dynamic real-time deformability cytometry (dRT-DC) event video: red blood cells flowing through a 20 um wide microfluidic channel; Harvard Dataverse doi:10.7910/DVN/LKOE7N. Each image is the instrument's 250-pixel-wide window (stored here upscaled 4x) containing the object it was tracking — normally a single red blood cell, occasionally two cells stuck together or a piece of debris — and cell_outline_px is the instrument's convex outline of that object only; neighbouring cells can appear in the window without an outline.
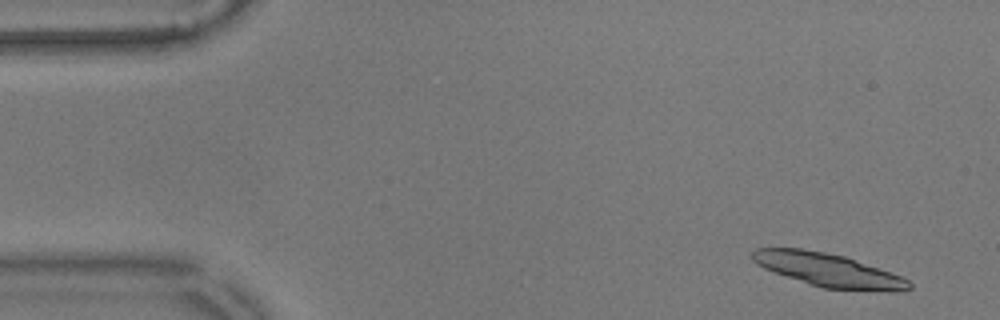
{"species": "common noctule bat (a hibernating species)", "species_latin": "Nyctalus noctula", "temperature_condition": "warm", "stored_images_in_passage": 43, "camera_frame_rate_fps": 3000, "um_per_image_px": 0.085, "animal": {"sex": "male", "body_mass_g": 17.9}, "frame": {"image": 1, "passage_image": 4, "time_ms": 1.0, "image_size_px": [1000, 320], "cell_outline_px": [[912, 288], [896, 292], [892, 292], [824, 288], [808, 284], [764, 268], [756, 264], [752, 260], [752, 252], [756, 248], [800, 248], [824, 252], [844, 256], [900, 276], [908, 280], [912, 284]], "centroid_in_image_um": [70.4, 22.96], "position_along_channel_um": 14.6, "area_um2": 30.23}}
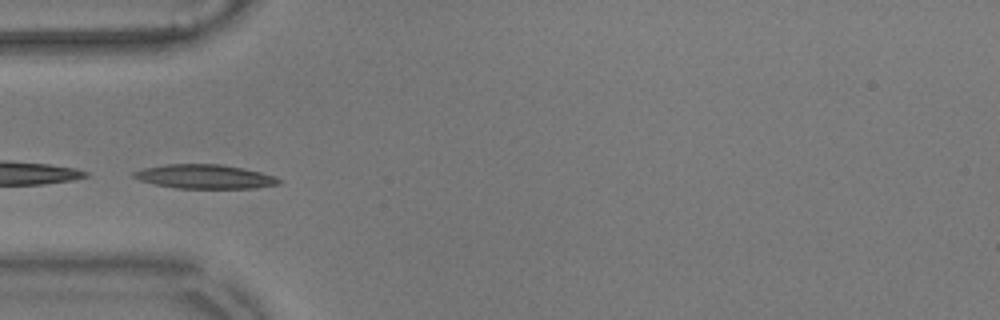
{"frame": {"image": 2, "passage_image": 18, "time_ms": 5.667, "image_size_px": [1000, 320], "cell_outline_px": [[280, 184], [252, 188], [176, 188], [156, 184], [140, 180], [132, 176], [132, 172], [144, 168], [168, 164], [220, 164], [260, 172], [276, 176], [280, 180]], "centroid_in_image_um": [17.4, 15.01], "position_along_channel_um": 67.6, "area_um2": 20.11}}
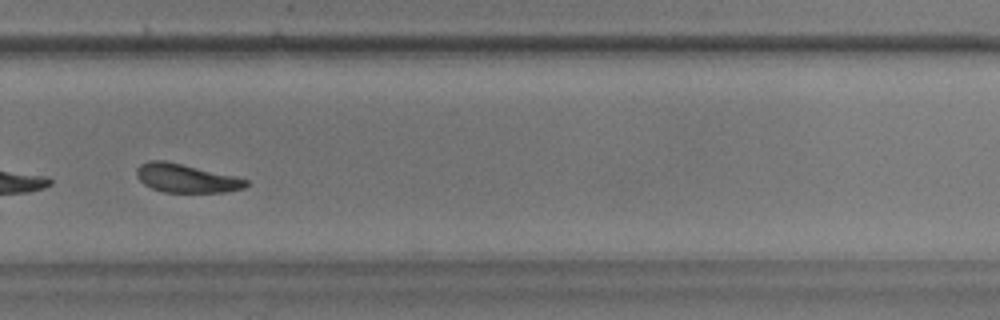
{"frame": {"image": 3, "passage_image": 39, "time_ms": 12.667, "image_size_px": [1000, 320], "cell_outline_px": [[248, 184], [244, 188], [224, 192], [164, 192], [152, 188], [144, 184], [136, 176], [136, 168], [140, 164], [148, 160], [164, 160], [236, 176], [248, 180]], "centroid_in_image_um": [15.8, 15.14], "position_along_channel_um": 314.0, "area_um2": 18.21}, "authors_computed_cell_mechanics": {"area_um2": 19.2474, "velocity_mm_per_s": 3.5184, "shape_relaxation_time_tau1_ms": 3.0884, "shape_relaxation_time_tau2_ms": 1.5813, "deformation_change_tau1": 0.1322, "deformation_change_tau2": 0.0776}}